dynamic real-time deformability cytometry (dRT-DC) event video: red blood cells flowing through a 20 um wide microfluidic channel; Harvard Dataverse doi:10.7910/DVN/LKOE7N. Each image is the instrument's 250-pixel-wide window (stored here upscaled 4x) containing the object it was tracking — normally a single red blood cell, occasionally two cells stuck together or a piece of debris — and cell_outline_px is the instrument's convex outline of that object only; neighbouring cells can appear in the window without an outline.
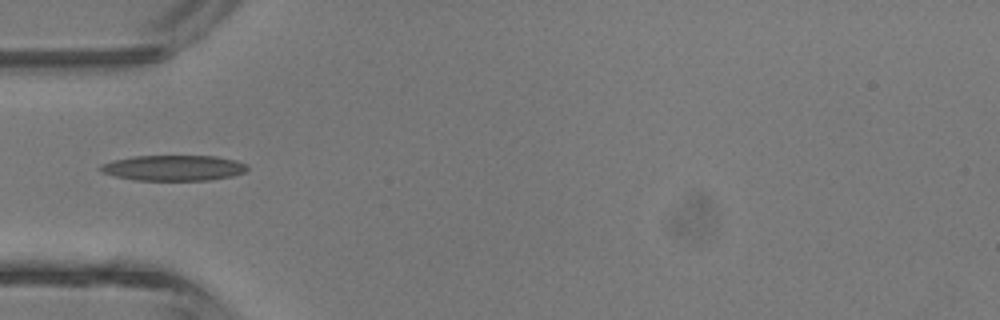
{"species": "common noctule bat (a hibernating species)", "species_latin": "Nyctalus noctula", "temperature_condition": "room temperature", "stored_images_in_passage": 2, "camera_frame_rate_fps": 3000, "um_per_image_px": 0.085, "animal": {"sex": "male", "body_mass_g": 13.3}, "frame": {"image": 1, "passage_image": 1, "time_ms": 0.0, "image_size_px": [1000, 320], "cell_outline_px": [[248, 168], [244, 172], [232, 176], [208, 180], [136, 180], [116, 176], [100, 172], [96, 168], [100, 164], [112, 160], [132, 156], [216, 156], [236, 160], [248, 164]], "centroid_in_image_um": [14.72, 14.26], "position_along_channel_um": 70.3, "area_um2": 22.02}}
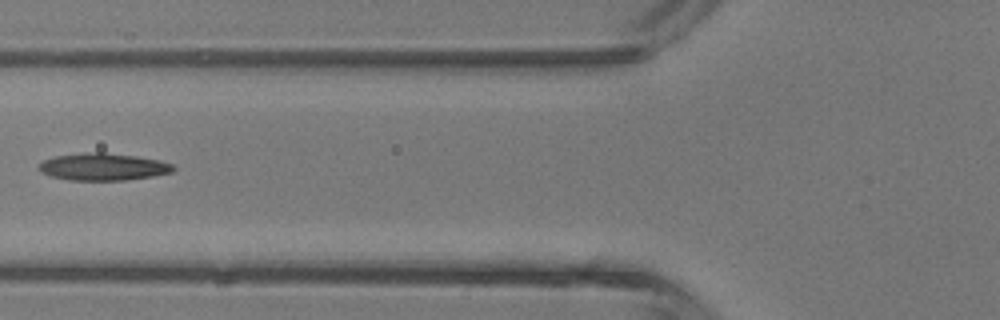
{"frame": {"image": 2, "passage_image": 2, "time_ms": 1.0, "image_size_px": [1000, 320], "cell_outline_px": [[176, 168], [172, 172], [152, 176], [124, 180], [68, 180], [52, 176], [40, 172], [36, 168], [44, 160], [56, 156], [84, 152], [104, 152], [136, 156], [160, 160], [172, 164]], "centroid_in_image_um": [8.76, 14.17], "position_along_channel_um": 117.0, "area_um2": 21.33}}